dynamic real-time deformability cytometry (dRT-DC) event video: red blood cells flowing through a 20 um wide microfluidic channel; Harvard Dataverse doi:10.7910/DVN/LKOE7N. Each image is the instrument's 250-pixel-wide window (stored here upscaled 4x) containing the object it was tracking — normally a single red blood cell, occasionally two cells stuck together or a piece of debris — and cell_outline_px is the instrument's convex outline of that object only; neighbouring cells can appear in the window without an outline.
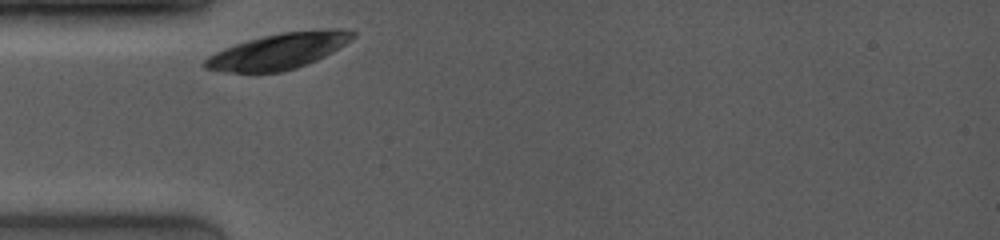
{"species": "common noctule bat (a hibernating species)", "species_latin": "Nyctalus noctula", "temperature_condition": "room temperature", "stored_images_in_passage": 2, "camera_frame_rate_fps": 4000, "um_per_image_px": 0.085, "animal": {"sex": "female", "body_mass_g": 19.0, "forearm_length_mm": 53.3}, "frame": {"image": 1, "passage_image": 1, "time_ms": 0.0, "image_size_px": [1000, 240], "cell_outline_px": [[356, 36], [352, 40], [332, 52], [316, 60], [296, 68], [280, 72], [228, 72], [204, 68], [204, 60], [208, 56], [224, 48], [248, 40], [280, 32], [328, 28], [344, 28], [356, 32]], "centroid_in_image_um": [23.74, 4.32], "position_along_channel_um": 61.3, "area_um2": 30.87}}
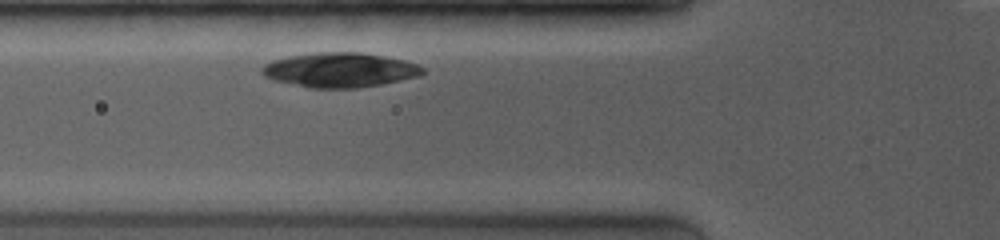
{"frame": {"image": 2, "passage_image": 2, "time_ms": 1.0, "image_size_px": [1000, 240], "cell_outline_px": [[424, 72], [420, 76], [380, 84], [356, 88], [312, 88], [272, 80], [264, 76], [260, 72], [260, 68], [264, 64], [272, 60], [288, 56], [316, 52], [360, 52], [404, 60], [416, 64], [424, 68]], "centroid_in_image_um": [28.84, 5.94], "position_along_channel_um": 97.0, "area_um2": 32.43}}